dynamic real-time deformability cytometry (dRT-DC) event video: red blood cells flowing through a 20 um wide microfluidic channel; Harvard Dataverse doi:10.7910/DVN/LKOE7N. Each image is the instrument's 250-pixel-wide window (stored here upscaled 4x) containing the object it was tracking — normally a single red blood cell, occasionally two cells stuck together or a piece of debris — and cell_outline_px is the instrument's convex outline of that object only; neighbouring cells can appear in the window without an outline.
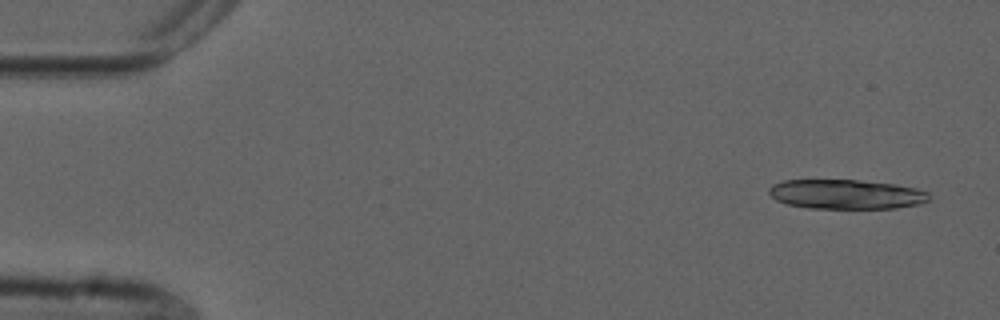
{"species": "common noctule bat (a hibernating species)", "species_latin": "Nyctalus noctula", "temperature_condition": "cold", "stored_images_in_passage": 52, "segment_of_instrument_passage": [1, 2], "camera_frame_rate_fps": 3000, "um_per_image_px": 0.085, "animal": {"sex": "male", "forearm_length_mm": 52.5}, "frame": {"image": 1, "passage_image": 1, "time_ms": 0.0, "image_size_px": [1000, 320], "cell_outline_px": [[928, 200], [920, 204], [896, 208], [808, 208], [788, 204], [776, 200], [768, 192], [768, 188], [772, 184], [784, 180], [860, 180], [896, 184], [916, 188], [928, 192]], "centroid_in_image_um": [71.91, 16.51], "position_along_channel_um": 13.1, "area_um2": 27.57}}